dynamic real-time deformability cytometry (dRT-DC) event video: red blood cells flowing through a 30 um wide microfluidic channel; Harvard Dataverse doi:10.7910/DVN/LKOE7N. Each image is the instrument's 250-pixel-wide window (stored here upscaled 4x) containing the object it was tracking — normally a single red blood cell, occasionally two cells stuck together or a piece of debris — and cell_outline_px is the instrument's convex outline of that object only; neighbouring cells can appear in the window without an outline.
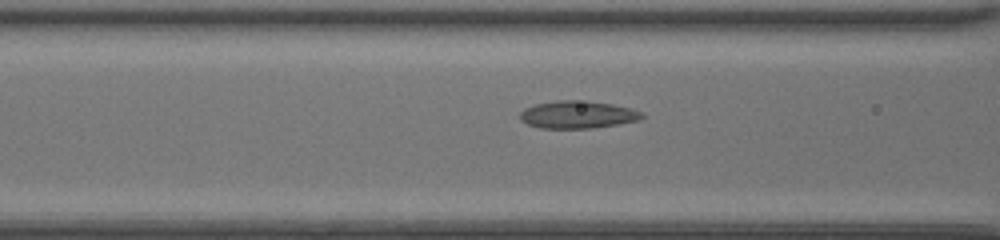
{"species": "common noctule bat (a hibernating species)", "species_latin": "Nyctalus noctula", "temperature_condition": "room temperature", "stored_images_in_passage": 40, "camera_frame_rate_fps": 3000, "um_per_image_px": 0.085, "animal": {"sex": "female", "body_mass_g": 20.0, "forearm_length_mm": 54.0}, "frame": {"image": 1, "passage_image": 17, "time_ms": 5.333, "image_size_px": [1000, 240], "cell_outline_px": [[644, 116], [640, 120], [620, 124], [592, 128], [540, 128], [528, 124], [520, 120], [520, 112], [524, 108], [536, 104], [560, 100], [588, 100], [612, 104], [632, 108], [644, 112]], "centroid_in_image_um": [49.14, 9.74], "position_along_channel_um": 117.5, "area_um2": 19.77}}
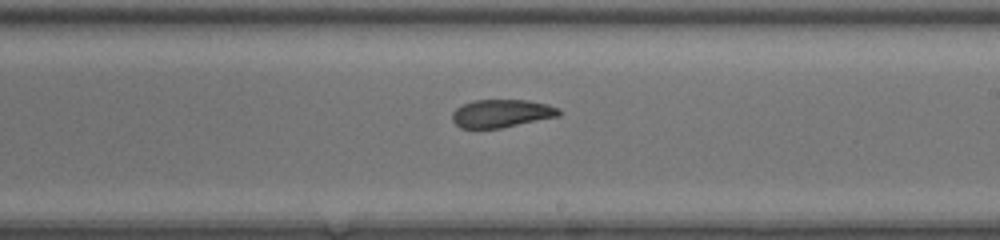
{"frame": {"image": 2, "passage_image": 26, "time_ms": 8.333, "image_size_px": [1000, 240], "cell_outline_px": [[560, 116], [500, 128], [460, 128], [452, 120], [452, 112], [456, 108], [472, 100], [528, 100], [548, 104], [560, 108]], "centroid_in_image_um": [42.64, 9.63], "position_along_channel_um": 246.4, "area_um2": 17.46}}
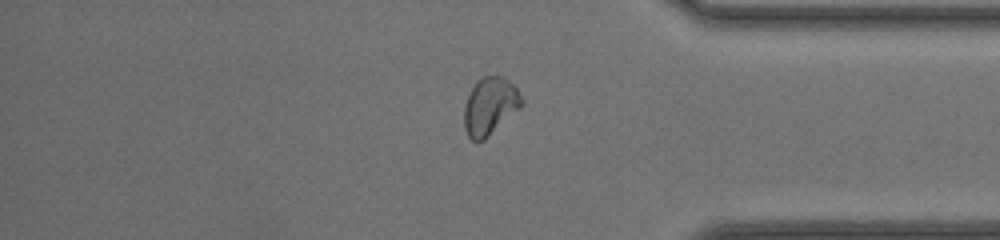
{"frame": {"image": 3, "passage_image": 37, "time_ms": 12.0, "image_size_px": [1000, 240], "cell_outline_px": [[524, 104], [520, 108], [484, 140], [476, 144], [468, 136], [464, 128], [464, 104], [476, 80], [484, 76], [504, 76], [516, 88], [524, 100]], "centroid_in_image_um": [41.64, 9.04], "position_along_channel_um": 393.6, "area_um2": 19.42}}